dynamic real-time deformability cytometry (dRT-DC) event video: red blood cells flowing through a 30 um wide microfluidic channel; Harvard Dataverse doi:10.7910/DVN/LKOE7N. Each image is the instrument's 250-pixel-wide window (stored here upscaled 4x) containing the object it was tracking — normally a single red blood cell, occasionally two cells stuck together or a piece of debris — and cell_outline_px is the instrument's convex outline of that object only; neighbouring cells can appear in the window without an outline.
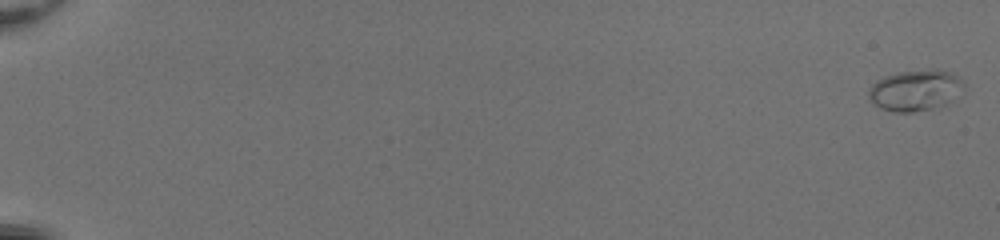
{"species": "common noctule bat (a hibernating species)", "species_latin": "Nyctalus noctula", "temperature_condition": "room temperature", "stored_images_in_passage": 53, "camera_frame_rate_fps": 3000, "um_per_image_px": 0.085, "animal": {"sex": "female", "body_mass_g": 20.0, "forearm_length_mm": 54.0}, "frame": {"image": 1, "passage_image": 1, "time_ms": 0.0, "image_size_px": [1000, 240], "cell_outline_px": [[964, 92], [944, 104], [932, 108], [912, 112], [896, 112], [880, 108], [868, 96], [868, 88], [876, 80], [884, 76], [896, 72], [936, 68], [952, 72], [964, 80]], "centroid_in_image_um": [77.83, 7.64], "position_along_channel_um": 7.2, "area_um2": 23.06}}
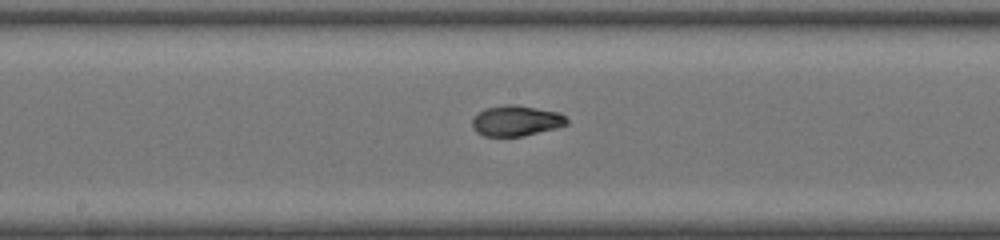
{"frame": {"image": 2, "passage_image": 31, "time_ms": 10.0, "image_size_px": [1000, 240], "cell_outline_px": [[568, 124], [560, 128], [524, 136], [484, 136], [476, 132], [472, 128], [472, 120], [484, 108], [504, 104], [516, 104], [560, 112], [568, 120]], "centroid_in_image_um": [43.91, 10.26], "position_along_channel_um": 204.3, "area_um2": 17.17}}
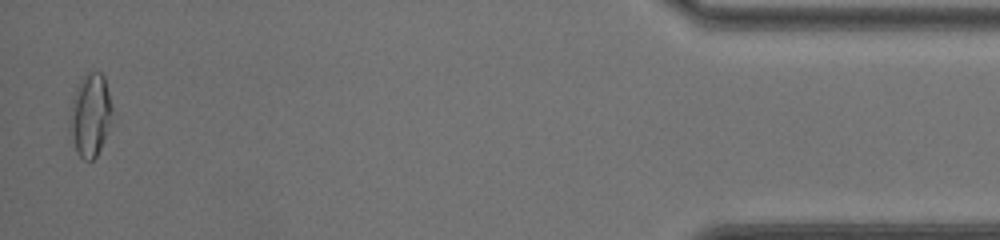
{"frame": {"image": 3, "passage_image": 52, "time_ms": 17.0, "image_size_px": [1000, 240], "cell_outline_px": [[112, 112], [100, 148], [96, 156], [92, 160], [84, 160], [76, 152], [68, 128], [72, 100], [80, 76], [88, 72], [100, 72], [104, 76], [112, 108]], "centroid_in_image_um": [7.62, 9.75], "position_along_channel_um": 427.6, "area_um2": 20.23}, "authors_computed_cell_mechanics": {"area_um2": 17.34, "velocity_mm_per_s": 4.1914, "shape_relaxation_time_tau1_ms": 4.7765, "shape_relaxation_time_tau2_ms": null, "deformation_change_tau1": 0.2169, "deformation_change_tau2": null}}